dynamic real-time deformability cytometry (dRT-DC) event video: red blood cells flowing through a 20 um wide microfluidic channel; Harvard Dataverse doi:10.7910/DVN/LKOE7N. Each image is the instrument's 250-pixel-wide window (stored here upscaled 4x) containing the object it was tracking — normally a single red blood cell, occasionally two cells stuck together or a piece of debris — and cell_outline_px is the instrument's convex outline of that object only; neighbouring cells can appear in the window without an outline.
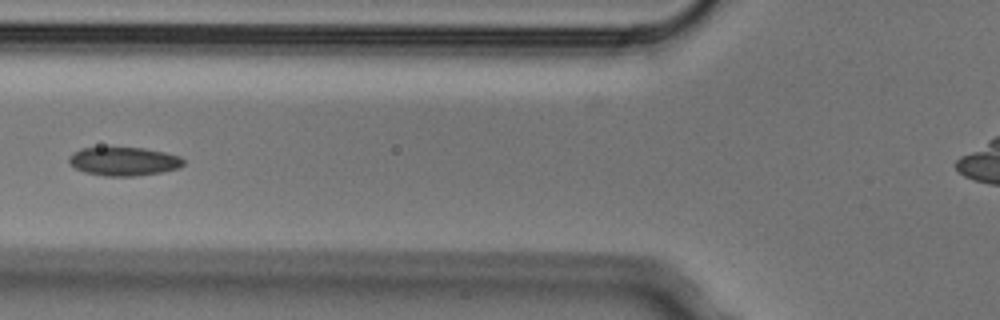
{"species": "Egyptian fruit bat (a non-hibernating species)", "species_latin": "Rousettus aegyptiacus", "temperature_condition": "cold", "stored_images_in_passage": 6, "camera_frame_rate_fps": 3000, "um_per_image_px": 0.085, "animal": {"sex": "male"}, "frame": {"image": 1, "passage_image": 6, "time_ms": 1.667, "image_size_px": [1000, 320], "cell_outline_px": [[184, 164], [180, 168], [160, 172], [136, 176], [104, 176], [84, 172], [68, 164], [68, 156], [72, 152], [80, 148], [144, 148], [164, 152], [180, 156], [184, 160]], "centroid_in_image_um": [10.49, 13.72], "position_along_channel_um": 115.3, "area_um2": 19.19}}